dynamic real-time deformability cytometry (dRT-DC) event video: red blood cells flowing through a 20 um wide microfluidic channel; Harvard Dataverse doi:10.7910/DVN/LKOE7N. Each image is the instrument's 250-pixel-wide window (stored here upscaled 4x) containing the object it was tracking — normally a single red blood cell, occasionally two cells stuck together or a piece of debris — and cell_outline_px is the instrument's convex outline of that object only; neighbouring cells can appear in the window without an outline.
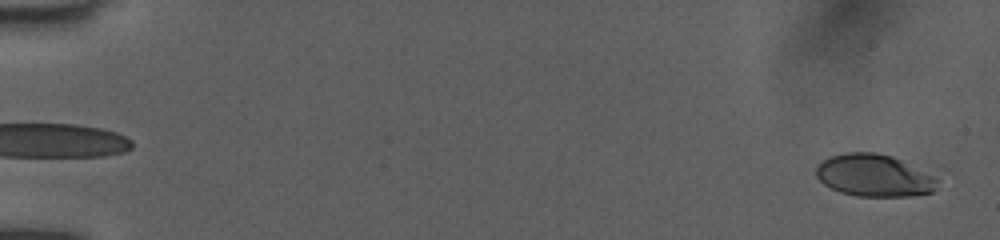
{"species": "human", "species_latin": "Homo sapiens", "temperature_condition": "room temperature", "stored_images_in_passage": 52, "camera_frame_rate_fps": 3000, "um_per_image_px": 0.085, "donor": {"sex": "female"}, "frame": {"image": 1, "passage_image": 2, "time_ms": 0.333, "image_size_px": [1000, 240], "cell_outline_px": [[940, 180], [932, 192], [912, 196], [856, 196], [840, 192], [824, 184], [816, 176], [816, 168], [828, 156], [848, 152], [872, 152], [892, 156], [940, 176]], "centroid_in_image_um": [74.36, 14.91], "position_along_channel_um": 10.6, "area_um2": 30.17}}
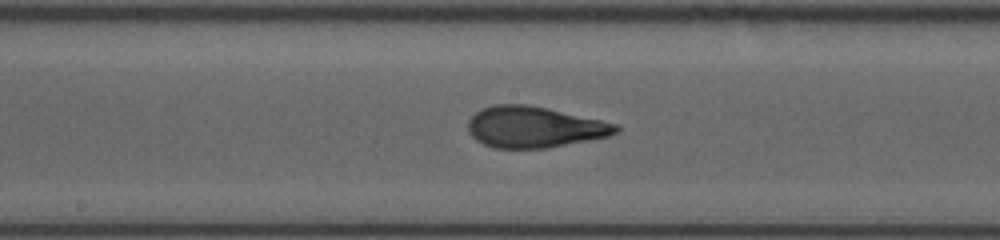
{"frame": {"image": 2, "passage_image": 29, "time_ms": 9.333, "image_size_px": [1000, 240], "cell_outline_px": [[620, 128], [616, 132], [608, 136], [548, 148], [496, 148], [484, 144], [476, 140], [468, 132], [468, 120], [480, 108], [492, 104], [528, 104], [548, 108], [620, 124]], "centroid_in_image_um": [45.4, 10.78], "position_along_channel_um": 202.8, "area_um2": 35.6}}
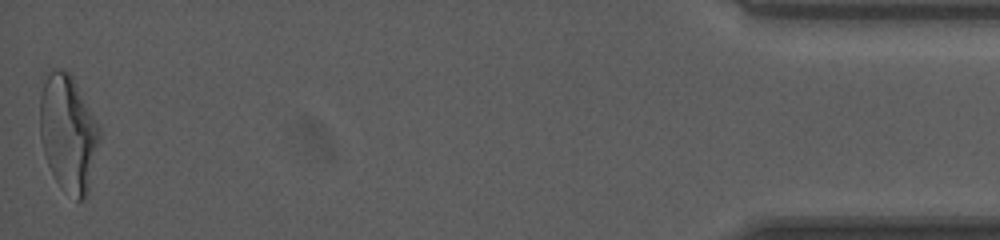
{"frame": {"image": 3, "passage_image": 52, "time_ms": 17.0, "image_size_px": [1000, 240], "cell_outline_px": [[100, 140], [88, 196], [80, 200], [76, 200], [60, 188], [48, 164], [44, 152], [40, 136], [40, 76], [44, 72], [52, 68], [64, 68], [72, 76], [100, 128]], "centroid_in_image_um": [5.77, 11.27], "position_along_channel_um": 429.4, "area_um2": 41.33}, "authors_computed_cell_mechanics": {"area_um2": 34.6511, "velocity_mm_per_s": 4.0514, "shape_relaxation_time_tau1_ms": 5.247, "shape_relaxation_time_tau2_ms": 0.8302, "deformation_change_tau1": 0.2379, "deformation_change_tau2": 0.089}}